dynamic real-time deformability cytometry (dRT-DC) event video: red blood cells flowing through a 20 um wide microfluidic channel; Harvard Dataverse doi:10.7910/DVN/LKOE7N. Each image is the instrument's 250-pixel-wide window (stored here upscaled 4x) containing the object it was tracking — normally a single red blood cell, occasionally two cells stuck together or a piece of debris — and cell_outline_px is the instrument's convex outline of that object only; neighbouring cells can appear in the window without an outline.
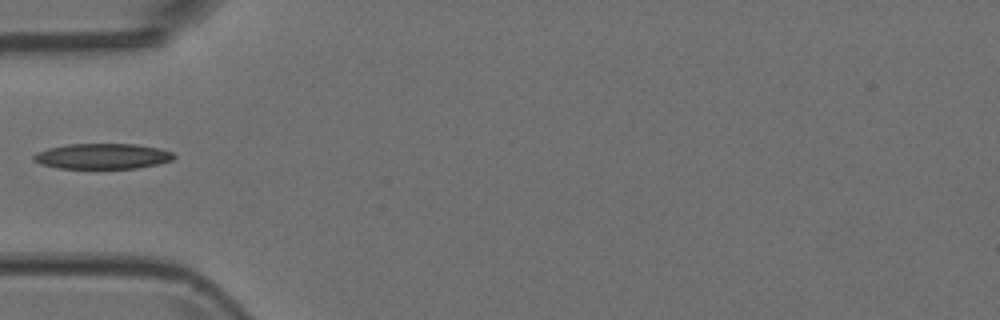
{"species": "Egyptian fruit bat (a non-hibernating species)", "species_latin": "Rousettus aegyptiacus", "temperature_condition": "room temperature", "stored_images_in_passage": 5, "camera_frame_rate_fps": 3000, "um_per_image_px": 0.085, "animal": {"sex": "female"}, "frame": {"image": 1, "passage_image": 4, "time_ms": 1.0, "image_size_px": [1000, 320], "cell_outline_px": [[176, 156], [172, 160], [156, 164], [136, 168], [56, 168], [40, 164], [32, 160], [32, 156], [36, 152], [48, 148], [68, 144], [136, 144], [160, 148], [172, 152]], "centroid_in_image_um": [8.67, 13.27], "position_along_channel_um": 76.3, "area_um2": 20.87}}
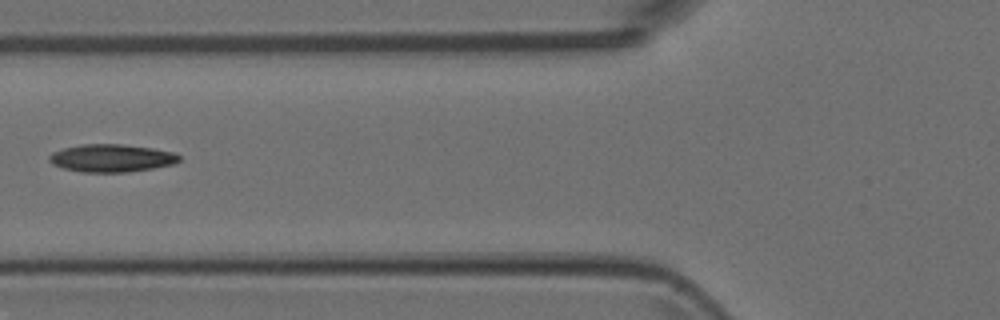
{"frame": {"image": 2, "passage_image": 5, "time_ms": 1.333, "image_size_px": [1000, 320], "cell_outline_px": [[180, 160], [172, 164], [152, 168], [128, 172], [80, 172], [64, 168], [52, 164], [48, 160], [48, 156], [52, 152], [64, 148], [80, 144], [120, 144], [152, 148], [172, 152], [180, 156]], "centroid_in_image_um": [9.43, 13.44], "position_along_channel_um": 116.4, "area_um2": 20.92}}